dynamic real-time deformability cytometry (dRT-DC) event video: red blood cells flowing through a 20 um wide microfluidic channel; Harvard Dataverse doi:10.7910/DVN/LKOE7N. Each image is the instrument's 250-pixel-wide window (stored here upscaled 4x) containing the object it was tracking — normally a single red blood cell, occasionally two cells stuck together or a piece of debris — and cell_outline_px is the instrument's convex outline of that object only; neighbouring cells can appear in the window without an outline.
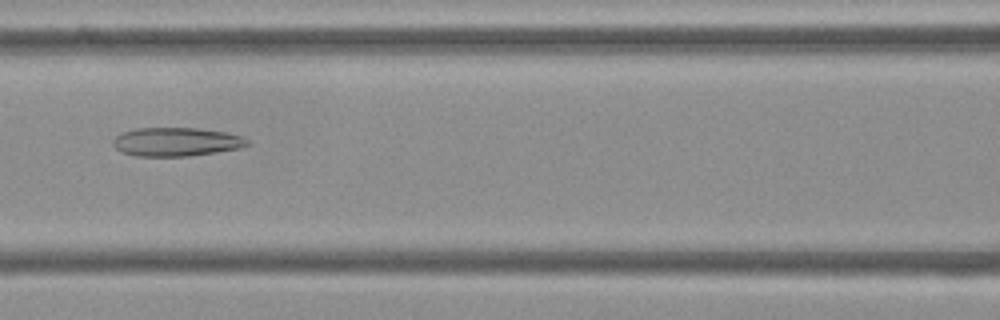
{"species": "Egyptian fruit bat (a non-hibernating species)", "species_latin": "Rousettus aegyptiacus", "temperature_condition": "cold", "stored_images_in_passage": 53, "camera_frame_rate_fps": 3000, "um_per_image_px": 0.085, "frame": {"image": 1, "passage_image": 23, "time_ms": 7.333, "image_size_px": [1000, 320], "cell_outline_px": [[252, 144], [236, 148], [188, 156], [136, 156], [120, 152], [112, 144], [112, 140], [120, 132], [136, 128], [196, 128], [224, 132], [244, 136]], "centroid_in_image_um": [14.93, 12.05], "position_along_channel_um": 151.7, "area_um2": 22.43}}
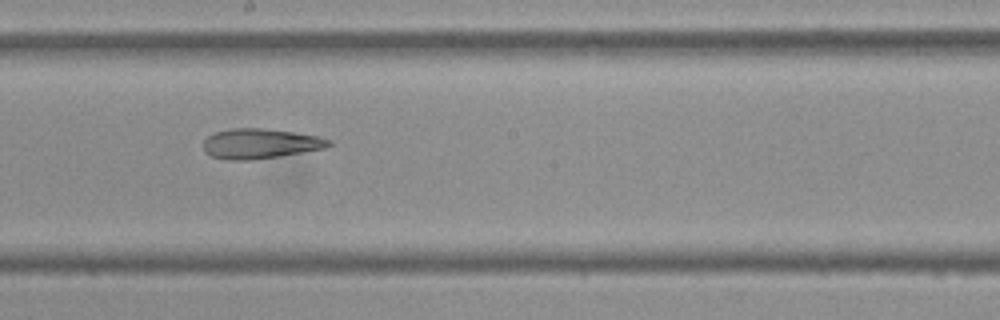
{"frame": {"image": 2, "passage_image": 29, "time_ms": 9.333, "image_size_px": [1000, 320], "cell_outline_px": [[332, 144], [328, 148], [252, 160], [224, 160], [212, 156], [204, 152], [204, 140], [208, 136], [216, 132], [232, 128], [264, 128], [320, 136], [332, 140]], "centroid_in_image_um": [22.14, 12.21], "position_along_channel_um": 226.1, "area_um2": 22.02}}
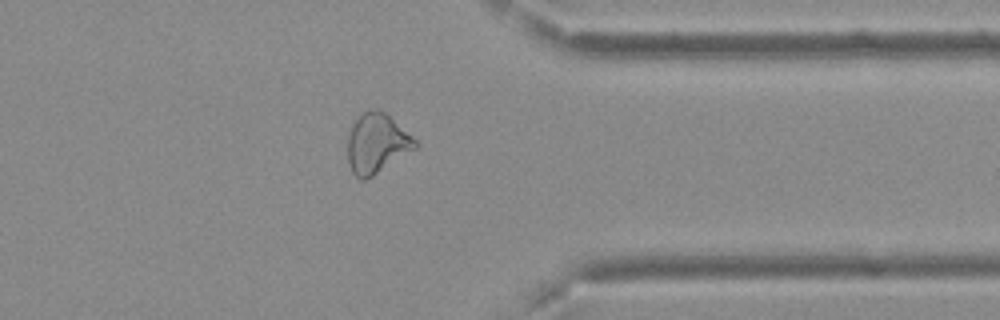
{"frame": {"image": 3, "passage_image": 42, "time_ms": 13.667, "image_size_px": [1000, 320], "cell_outline_px": [[420, 144], [416, 148], [372, 176], [364, 180], [360, 180], [352, 172], [348, 160], [348, 136], [352, 124], [360, 112], [376, 108], [384, 112], [412, 136]], "centroid_in_image_um": [32.01, 12.17], "position_along_channel_um": 379.4, "area_um2": 23.35}, "authors_computed_cell_mechanics": {"area_um2": 25.3164, "velocity_mm_per_s": 3.7264, "shape_relaxation_time_tau1_ms": null, "shape_relaxation_time_tau2_ms": 5.7191, "deformation_change_tau1": null, "deformation_change_tau2": 0.1691}}